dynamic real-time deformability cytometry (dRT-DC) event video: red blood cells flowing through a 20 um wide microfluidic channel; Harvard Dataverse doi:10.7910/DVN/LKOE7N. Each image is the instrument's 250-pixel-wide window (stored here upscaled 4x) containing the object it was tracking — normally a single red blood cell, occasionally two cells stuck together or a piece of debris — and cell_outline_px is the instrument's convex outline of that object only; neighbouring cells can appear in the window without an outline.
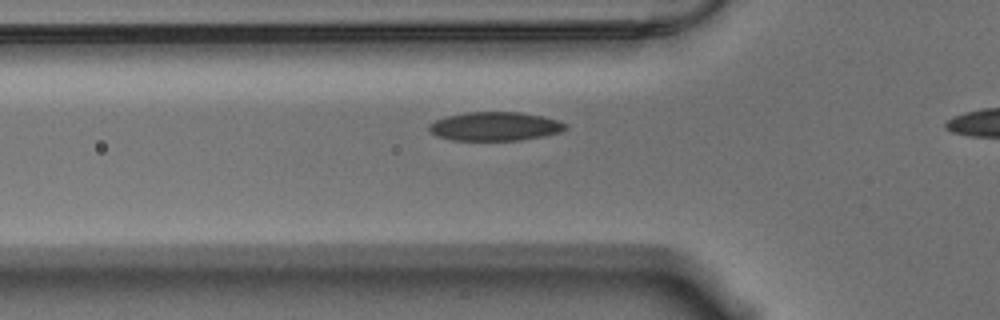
{"species": "Egyptian fruit bat (a non-hibernating species)", "species_latin": "Rousettus aegyptiacus", "temperature_condition": "warm", "stored_images_in_passage": 15, "camera_frame_rate_fps": 3000, "um_per_image_px": 0.085, "animal": {"sex": "male"}, "frame": {"image": 1, "passage_image": 13, "time_ms": 4.0, "image_size_px": [1000, 320], "cell_outline_px": [[568, 128], [560, 132], [544, 136], [520, 140], [452, 140], [436, 136], [428, 128], [428, 124], [436, 120], [448, 116], [468, 112], [520, 112], [544, 116], [568, 124]], "centroid_in_image_um": [42.1, 10.74], "position_along_channel_um": 83.7, "area_um2": 22.89}}